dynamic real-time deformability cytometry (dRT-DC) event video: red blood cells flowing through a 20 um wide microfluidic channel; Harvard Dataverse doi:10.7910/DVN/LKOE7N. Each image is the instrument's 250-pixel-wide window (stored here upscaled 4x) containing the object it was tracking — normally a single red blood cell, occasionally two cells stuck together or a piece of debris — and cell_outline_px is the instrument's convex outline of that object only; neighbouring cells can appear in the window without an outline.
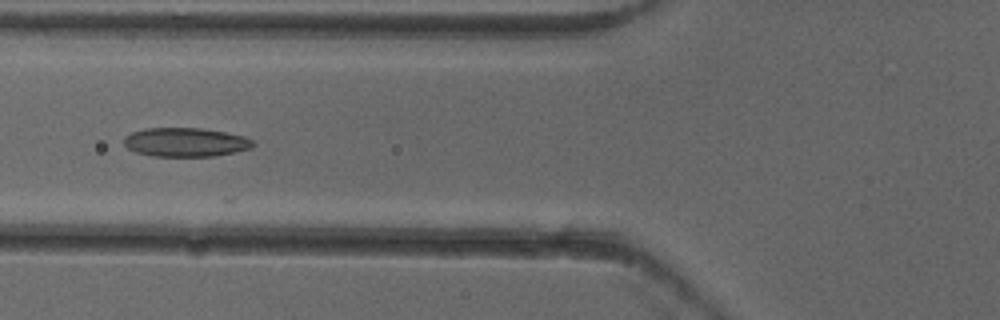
{"species": "common noctule bat (a hibernating species)", "species_latin": "Nyctalus noctula", "temperature_condition": "cold", "stored_images_in_passage": 25, "camera_frame_rate_fps": 3000, "um_per_image_px": 0.085, "animal": {"sex": "female"}, "frame": {"image": 1, "passage_image": 21, "time_ms": 6.667, "image_size_px": [1000, 320], "cell_outline_px": [[256, 144], [252, 148], [236, 152], [212, 156], [152, 156], [136, 152], [128, 148], [124, 144], [124, 136], [132, 132], [144, 128], [204, 128], [244, 136], [256, 140]], "centroid_in_image_um": [15.81, 12.08], "position_along_channel_um": 110.0, "area_um2": 21.96}}
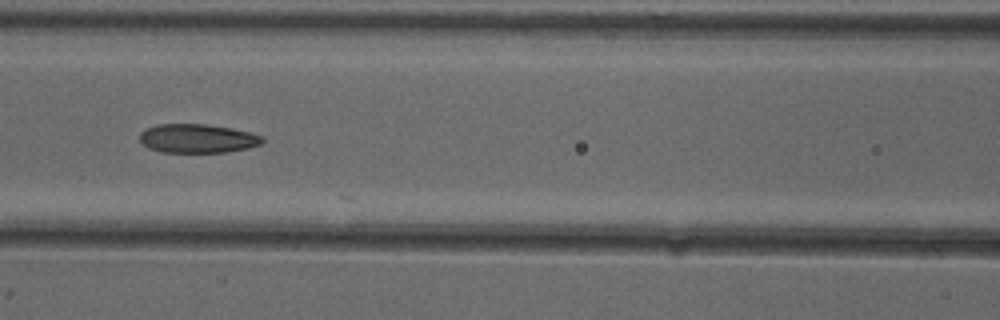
{"frame": {"image": 2, "passage_image": 24, "time_ms": 7.667, "image_size_px": [1000, 320], "cell_outline_px": [[264, 140], [260, 144], [248, 148], [224, 152], [160, 152], [148, 148], [140, 144], [140, 132], [148, 128], [160, 124], [204, 124], [232, 128], [264, 136]], "centroid_in_image_um": [16.76, 11.77], "position_along_channel_um": 149.8, "area_um2": 20.63}}